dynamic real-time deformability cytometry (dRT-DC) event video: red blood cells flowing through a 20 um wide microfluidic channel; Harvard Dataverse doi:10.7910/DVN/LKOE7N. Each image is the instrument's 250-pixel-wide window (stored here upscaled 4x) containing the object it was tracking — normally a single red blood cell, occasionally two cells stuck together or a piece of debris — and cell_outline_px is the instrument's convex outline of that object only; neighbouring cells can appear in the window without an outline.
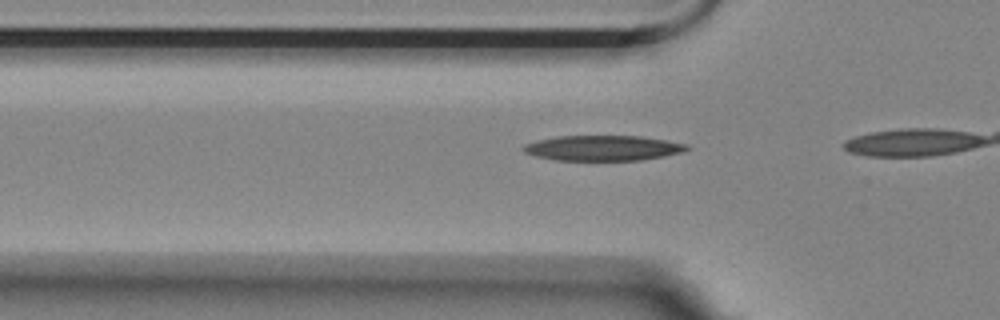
{"species": "Egyptian fruit bat (a non-hibernating species)", "species_latin": "Rousettus aegyptiacus", "temperature_condition": "room temperature", "stored_images_in_passage": 5, "camera_frame_rate_fps": 3000, "um_per_image_px": 0.085, "animal": {"sex": "female"}, "frame": {"image": 1, "passage_image": 3, "time_ms": 0.667, "image_size_px": [1000, 320], "cell_outline_px": [[692, 148], [684, 152], [664, 156], [640, 160], [552, 160], [536, 156], [524, 152], [520, 148], [524, 144], [536, 140], [556, 136], [640, 136], [668, 140], [688, 144]], "centroid_in_image_um": [51.26, 12.58], "position_along_channel_um": 74.5, "area_um2": 24.33}}